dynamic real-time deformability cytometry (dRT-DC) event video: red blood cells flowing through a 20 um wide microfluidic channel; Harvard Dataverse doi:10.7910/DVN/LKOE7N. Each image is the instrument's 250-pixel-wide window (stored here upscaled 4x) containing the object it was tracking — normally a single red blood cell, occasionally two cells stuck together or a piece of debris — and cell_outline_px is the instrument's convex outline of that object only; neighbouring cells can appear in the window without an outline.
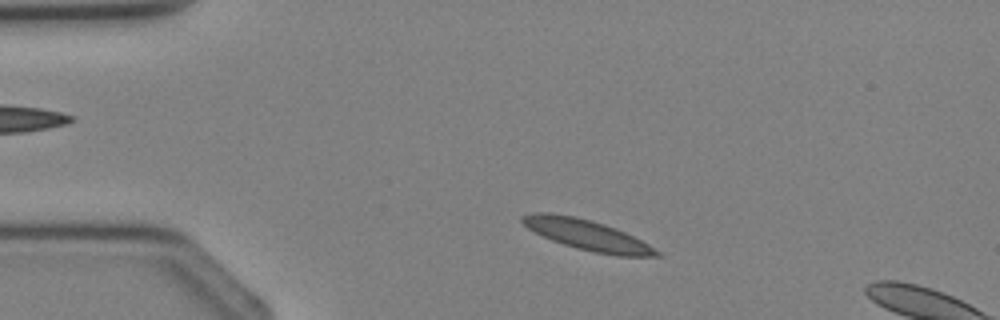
{"species": "Egyptian fruit bat (a non-hibernating species)", "species_latin": "Rousettus aegyptiacus", "temperature_condition": "cold", "stored_images_in_passage": 2, "camera_frame_rate_fps": 3000, "um_per_image_px": 0.085, "animal": {"sex": "female"}, "frame": {"image": 1, "passage_image": 1, "time_ms": 0.0, "image_size_px": [1000, 320], "cell_outline_px": [[664, 256], [616, 256], [592, 252], [576, 248], [552, 240], [528, 228], [520, 220], [520, 216], [532, 212], [552, 212], [576, 216], [592, 220], [616, 228], [648, 244], [660, 252]], "centroid_in_image_um": [49.89, 19.95], "position_along_channel_um": 35.1, "area_um2": 23.81}}